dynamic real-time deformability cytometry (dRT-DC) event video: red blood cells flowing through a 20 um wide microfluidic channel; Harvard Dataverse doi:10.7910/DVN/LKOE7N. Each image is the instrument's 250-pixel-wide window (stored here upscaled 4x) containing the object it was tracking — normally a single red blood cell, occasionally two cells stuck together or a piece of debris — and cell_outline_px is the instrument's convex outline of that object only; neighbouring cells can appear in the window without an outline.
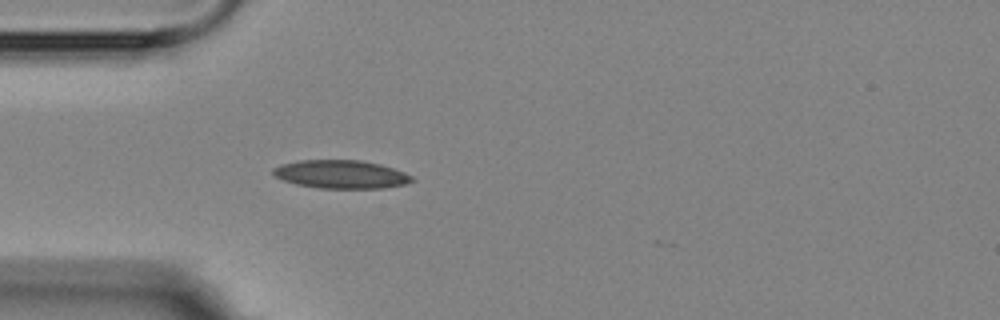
{"species": "Egyptian fruit bat (a non-hibernating species)", "species_latin": "Rousettus aegyptiacus", "temperature_condition": "room temperature", "stored_images_in_passage": 4, "camera_frame_rate_fps": 3000, "um_per_image_px": 0.085, "animal": {"sex": "female"}, "frame": {"image": 1, "passage_image": 4, "time_ms": 4.667, "image_size_px": [1000, 320], "cell_outline_px": [[416, 180], [404, 184], [384, 188], [320, 188], [296, 184], [284, 180], [276, 176], [272, 172], [272, 168], [280, 164], [300, 160], [360, 160], [380, 164], [404, 172], [412, 176]], "centroid_in_image_um": [28.99, 14.81], "position_along_channel_um": 56.0, "area_um2": 22.83}}